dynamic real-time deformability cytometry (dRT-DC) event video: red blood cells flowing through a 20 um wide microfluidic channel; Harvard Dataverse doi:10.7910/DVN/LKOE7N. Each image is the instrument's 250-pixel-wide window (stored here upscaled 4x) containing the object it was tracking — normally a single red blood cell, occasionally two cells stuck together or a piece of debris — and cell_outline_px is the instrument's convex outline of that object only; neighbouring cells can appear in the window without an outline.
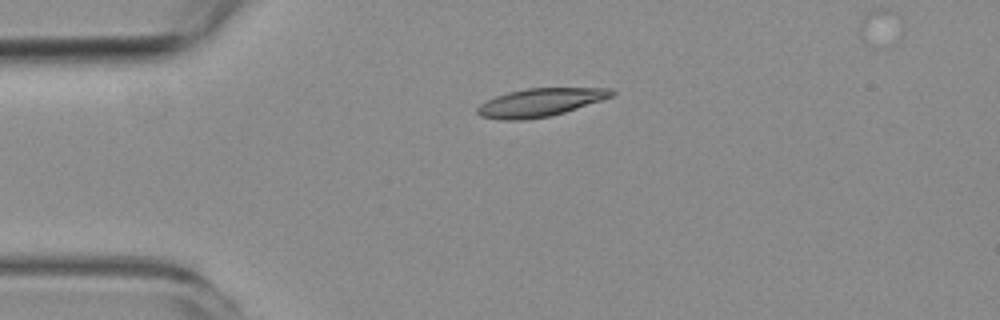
{"species": "common noctule bat (a hibernating species)", "species_latin": "Nyctalus noctula", "temperature_condition": "room temperature", "stored_images_in_passage": 3, "camera_frame_rate_fps": 3000, "um_per_image_px": 0.085, "animal": {"sex": "female", "body_mass_g": 19.3, "forearm_length_mm": 54.1}, "frame": {"image": 1, "passage_image": 1, "time_ms": 0.0, "image_size_px": [1000, 320], "cell_outline_px": [[616, 92], [612, 96], [564, 112], [548, 116], [524, 120], [504, 120], [480, 116], [476, 112], [476, 108], [480, 104], [496, 96], [508, 92], [528, 88], [612, 88]], "centroid_in_image_um": [45.88, 8.7], "position_along_channel_um": 39.1, "area_um2": 21.73}}
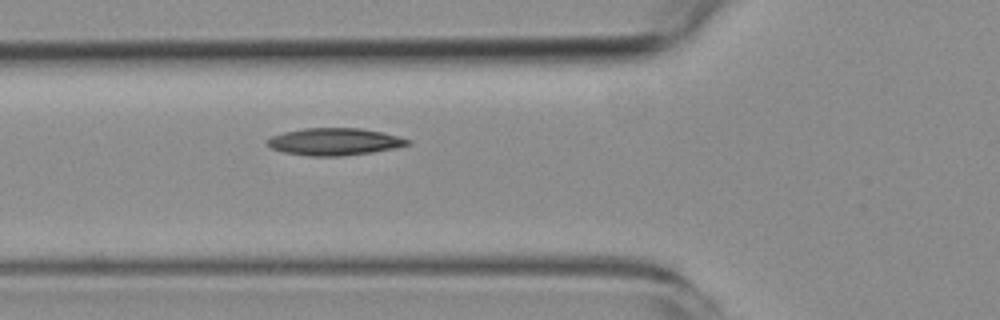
{"frame": {"image": 2, "passage_image": 3, "time_ms": 2.333, "image_size_px": [1000, 320], "cell_outline_px": [[412, 144], [372, 152], [340, 156], [312, 156], [284, 152], [272, 148], [268, 144], [268, 140], [272, 136], [284, 132], [304, 128], [360, 128], [380, 132], [412, 140]], "centroid_in_image_um": [28.45, 12.04], "position_along_channel_um": 97.4, "area_um2": 21.91}}